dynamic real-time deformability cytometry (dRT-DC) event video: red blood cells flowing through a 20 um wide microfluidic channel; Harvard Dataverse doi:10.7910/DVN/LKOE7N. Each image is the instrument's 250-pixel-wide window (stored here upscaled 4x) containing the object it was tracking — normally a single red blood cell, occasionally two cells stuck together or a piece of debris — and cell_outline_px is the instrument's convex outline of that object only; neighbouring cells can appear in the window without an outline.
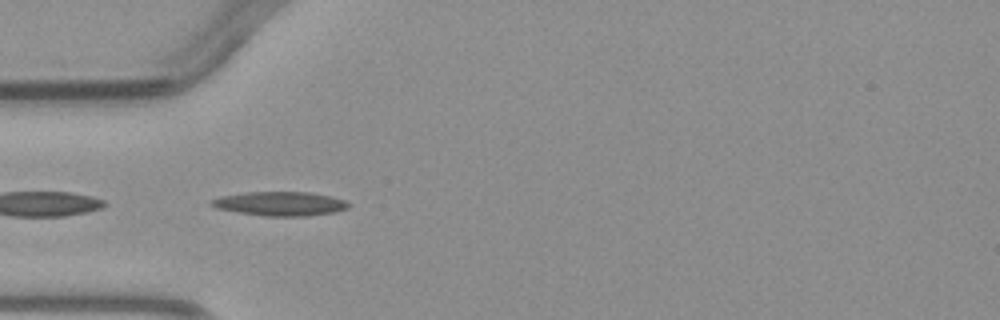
{"species": "common noctule bat (a hibernating species)", "species_latin": "Nyctalus noctula", "temperature_condition": "warm", "stored_images_in_passage": 4, "camera_frame_rate_fps": 3000, "um_per_image_px": 0.085, "animal": {"sex": "male", "body_mass_g": 23.1, "forearm_length_mm": 52.7}, "frame": {"image": 1, "passage_image": 3, "time_ms": 3.333, "image_size_px": [1000, 320], "cell_outline_px": [[352, 204], [348, 208], [332, 212], [304, 216], [264, 216], [216, 208], [208, 204], [208, 200], [220, 196], [244, 192], [312, 192], [332, 196], [344, 200]], "centroid_in_image_um": [23.78, 17.3], "position_along_channel_um": 61.2, "area_um2": 19.36}}
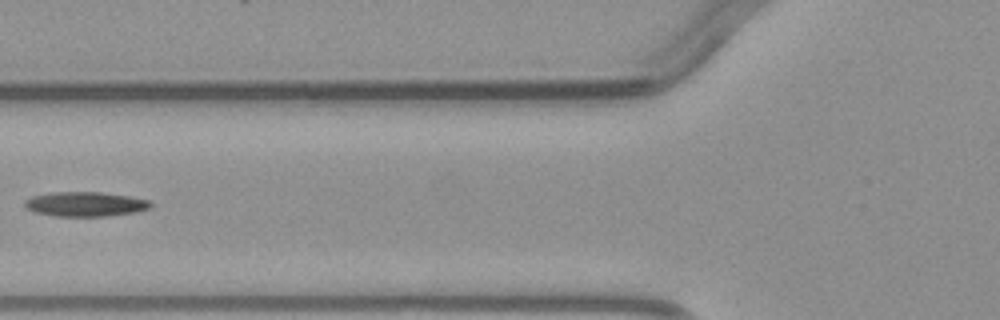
{"frame": {"image": 2, "passage_image": 4, "time_ms": 4.667, "image_size_px": [1000, 320], "cell_outline_px": [[152, 208], [136, 212], [108, 216], [56, 216], [36, 212], [28, 208], [24, 204], [24, 200], [32, 196], [52, 192], [100, 192], [132, 196], [148, 200], [152, 204]], "centroid_in_image_um": [7.3, 17.34], "position_along_channel_um": 118.5, "area_um2": 18.09}}